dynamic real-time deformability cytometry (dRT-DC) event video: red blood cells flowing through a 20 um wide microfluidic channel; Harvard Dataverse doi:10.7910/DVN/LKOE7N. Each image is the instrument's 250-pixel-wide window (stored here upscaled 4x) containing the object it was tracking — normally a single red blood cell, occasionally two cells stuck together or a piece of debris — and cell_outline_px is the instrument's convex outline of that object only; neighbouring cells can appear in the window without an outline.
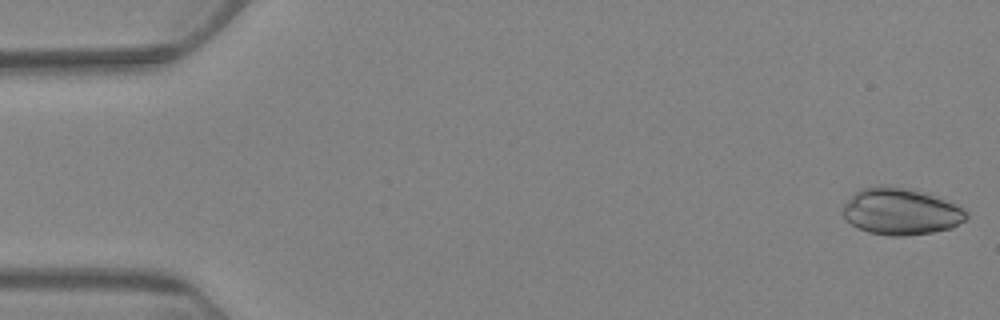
{"species": "Egyptian fruit bat (a non-hibernating species)", "species_latin": "Rousettus aegyptiacus", "temperature_condition": "warm", "stored_images_in_passage": 6, "camera_frame_rate_fps": 3000, "um_per_image_px": 0.085, "animal": {"sex": "female"}, "frame": {"image": 1, "passage_image": 1, "time_ms": 0.0, "image_size_px": [1000, 320], "cell_outline_px": [[968, 216], [964, 220], [952, 228], [932, 232], [904, 236], [892, 236], [868, 232], [852, 224], [840, 212], [844, 204], [860, 188], [880, 184], [892, 184], [912, 188], [924, 192], [956, 204], [964, 208], [968, 212]], "centroid_in_image_um": [76.57, 17.94], "position_along_channel_um": 8.4, "area_um2": 33.99}}
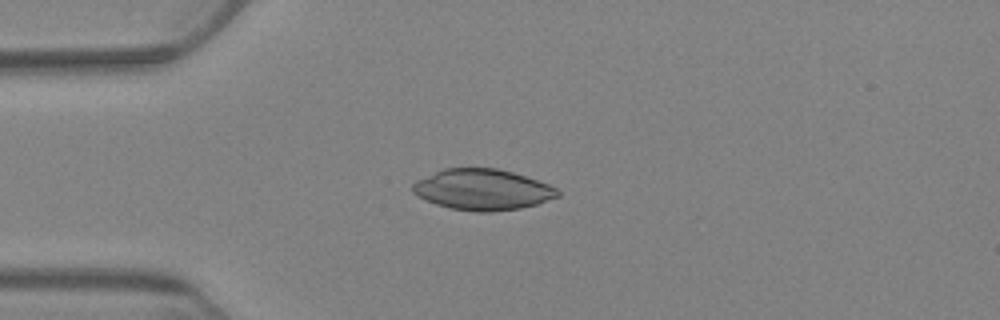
{"frame": {"image": 2, "passage_image": 5, "time_ms": 5.0, "image_size_px": [1000, 320], "cell_outline_px": [[560, 196], [536, 204], [520, 208], [492, 212], [476, 212], [448, 208], [436, 204], [412, 192], [412, 184], [416, 180], [444, 168], [496, 168], [512, 172], [548, 184], [556, 188], [560, 192]], "centroid_in_image_um": [41.01, 16.12], "position_along_channel_um": 44.0, "area_um2": 34.39}}